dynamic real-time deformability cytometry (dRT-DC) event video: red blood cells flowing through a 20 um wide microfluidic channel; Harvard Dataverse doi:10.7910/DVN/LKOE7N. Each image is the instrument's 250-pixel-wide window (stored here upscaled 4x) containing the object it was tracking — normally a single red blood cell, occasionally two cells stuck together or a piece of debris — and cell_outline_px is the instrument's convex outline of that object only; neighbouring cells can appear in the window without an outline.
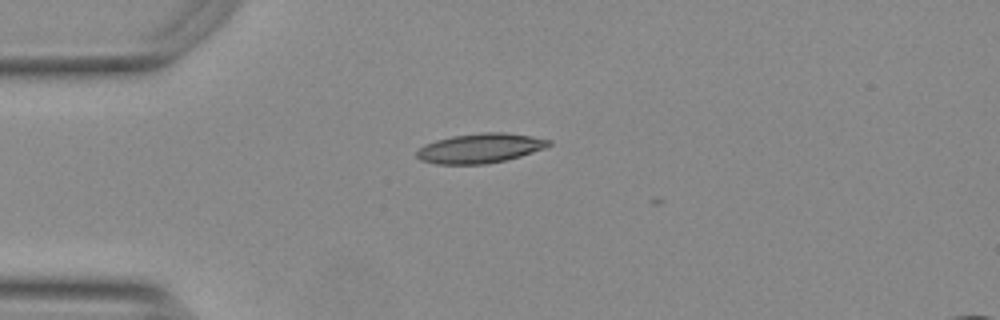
{"species": "Egyptian fruit bat (a non-hibernating species)", "species_latin": "Rousettus aegyptiacus", "temperature_condition": "warm", "stored_images_in_passage": 4, "camera_frame_rate_fps": 3000, "um_per_image_px": 0.085, "animal": {"sex": "female"}, "frame": {"image": 1, "passage_image": 1, "time_ms": 0.0, "image_size_px": [1000, 320], "cell_outline_px": [[552, 144], [544, 148], [520, 156], [504, 160], [484, 164], [436, 164], [420, 160], [416, 156], [416, 152], [424, 144], [436, 140], [452, 136], [484, 132], [504, 132], [532, 136], [552, 140]], "centroid_in_image_um": [40.8, 12.59], "position_along_channel_um": 44.2, "area_um2": 22.72}}